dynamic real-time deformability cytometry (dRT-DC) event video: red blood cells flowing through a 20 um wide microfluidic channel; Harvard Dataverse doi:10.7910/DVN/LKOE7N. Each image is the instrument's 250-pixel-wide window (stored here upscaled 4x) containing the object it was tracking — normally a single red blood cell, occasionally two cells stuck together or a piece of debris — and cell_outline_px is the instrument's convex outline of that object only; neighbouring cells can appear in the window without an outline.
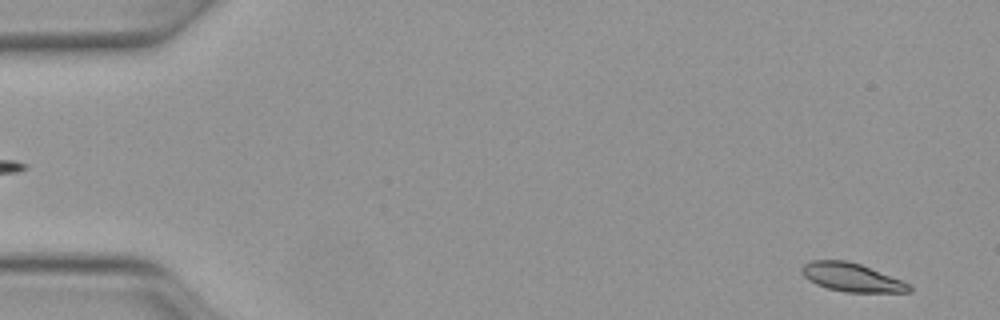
{"species": "Egyptian fruit bat (a non-hibernating species)", "species_latin": "Rousettus aegyptiacus", "temperature_condition": "warm", "stored_images_in_passage": 10, "camera_frame_rate_fps": 3000, "um_per_image_px": 0.085, "animal": {"sex": "female"}, "frame": {"image": 1, "passage_image": 2, "time_ms": 0.333, "image_size_px": [1000, 320], "cell_outline_px": [[912, 292], [848, 292], [828, 288], [816, 284], [808, 280], [800, 272], [800, 268], [804, 264], [812, 260], [844, 260], [860, 264], [900, 280], [908, 284], [912, 288]], "centroid_in_image_um": [72.34, 23.57], "position_along_channel_um": 12.7, "area_um2": 17.57}}